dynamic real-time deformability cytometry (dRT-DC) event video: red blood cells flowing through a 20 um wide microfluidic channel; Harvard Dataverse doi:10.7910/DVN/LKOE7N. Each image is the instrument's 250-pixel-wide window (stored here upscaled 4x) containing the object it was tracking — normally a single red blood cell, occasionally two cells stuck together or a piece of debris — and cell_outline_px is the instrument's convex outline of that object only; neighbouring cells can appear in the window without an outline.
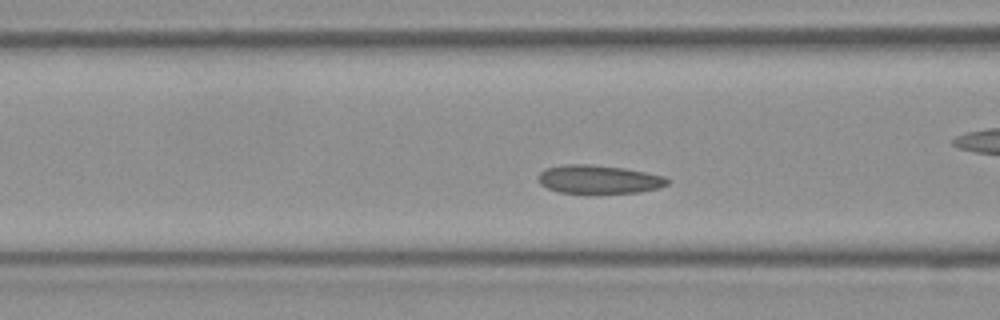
{"species": "Egyptian fruit bat (a non-hibernating species)", "species_latin": "Rousettus aegyptiacus", "temperature_condition": "room temperature", "stored_images_in_passage": 37, "camera_frame_rate_fps": 3000, "um_per_image_px": 0.085, "frame": {"image": 1, "passage_image": 11, "time_ms": 3.333, "image_size_px": [1000, 320], "cell_outline_px": [[668, 184], [660, 188], [640, 192], [560, 192], [548, 188], [540, 184], [540, 172], [544, 168], [564, 164], [592, 164], [624, 168], [664, 176], [668, 180]], "centroid_in_image_um": [50.9, 15.22], "position_along_channel_um": 115.7, "area_um2": 21.1}}